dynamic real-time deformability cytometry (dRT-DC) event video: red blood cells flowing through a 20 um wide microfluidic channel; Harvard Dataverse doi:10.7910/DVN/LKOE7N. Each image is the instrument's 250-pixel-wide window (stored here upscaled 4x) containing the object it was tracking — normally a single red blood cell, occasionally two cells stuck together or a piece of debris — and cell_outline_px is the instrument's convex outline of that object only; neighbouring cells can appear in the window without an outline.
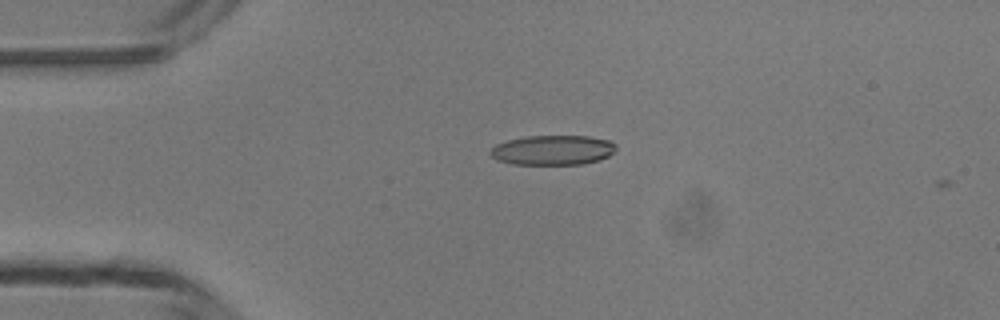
{"species": "common noctule bat (a hibernating species)", "species_latin": "Nyctalus noctula", "temperature_condition": "room temperature", "stored_images_in_passage": 5, "camera_frame_rate_fps": 3000, "um_per_image_px": 0.085, "animal": {"sex": "male", "body_mass_g": 13.3}, "frame": {"image": 1, "passage_image": 4, "time_ms": 3.333, "image_size_px": [1000, 320], "cell_outline_px": [[616, 148], [608, 156], [600, 160], [580, 164], [512, 164], [496, 160], [488, 152], [496, 144], [508, 140], [528, 136], [588, 136], [608, 140], [616, 144]], "centroid_in_image_um": [46.97, 12.76], "position_along_channel_um": 38.0, "area_um2": 21.73}}